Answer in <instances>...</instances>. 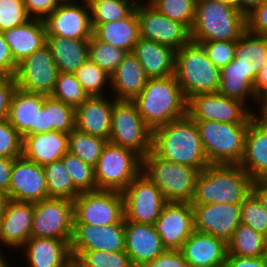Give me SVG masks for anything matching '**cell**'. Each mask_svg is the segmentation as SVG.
I'll list each match as a JSON object with an SVG mask.
<instances>
[{
	"instance_id": "1",
	"label": "cell",
	"mask_w": 267,
	"mask_h": 267,
	"mask_svg": "<svg viewBox=\"0 0 267 267\" xmlns=\"http://www.w3.org/2000/svg\"><path fill=\"white\" fill-rule=\"evenodd\" d=\"M151 151L199 171L209 165L195 120L188 114L152 131Z\"/></svg>"
},
{
	"instance_id": "2",
	"label": "cell",
	"mask_w": 267,
	"mask_h": 267,
	"mask_svg": "<svg viewBox=\"0 0 267 267\" xmlns=\"http://www.w3.org/2000/svg\"><path fill=\"white\" fill-rule=\"evenodd\" d=\"M253 180L235 164H209L200 171L190 204H241Z\"/></svg>"
},
{
	"instance_id": "3",
	"label": "cell",
	"mask_w": 267,
	"mask_h": 267,
	"mask_svg": "<svg viewBox=\"0 0 267 267\" xmlns=\"http://www.w3.org/2000/svg\"><path fill=\"white\" fill-rule=\"evenodd\" d=\"M144 123L152 130L187 115V103L175 76L148 79L133 100Z\"/></svg>"
},
{
	"instance_id": "4",
	"label": "cell",
	"mask_w": 267,
	"mask_h": 267,
	"mask_svg": "<svg viewBox=\"0 0 267 267\" xmlns=\"http://www.w3.org/2000/svg\"><path fill=\"white\" fill-rule=\"evenodd\" d=\"M246 31V16L218 0H196L190 29L192 42L237 41Z\"/></svg>"
},
{
	"instance_id": "5",
	"label": "cell",
	"mask_w": 267,
	"mask_h": 267,
	"mask_svg": "<svg viewBox=\"0 0 267 267\" xmlns=\"http://www.w3.org/2000/svg\"><path fill=\"white\" fill-rule=\"evenodd\" d=\"M174 76L187 100L200 93H217L220 85V69L192 41L175 52Z\"/></svg>"
},
{
	"instance_id": "6",
	"label": "cell",
	"mask_w": 267,
	"mask_h": 267,
	"mask_svg": "<svg viewBox=\"0 0 267 267\" xmlns=\"http://www.w3.org/2000/svg\"><path fill=\"white\" fill-rule=\"evenodd\" d=\"M141 172L161 191L167 202L191 203L200 173L192 166L164 160L150 151L142 157Z\"/></svg>"
},
{
	"instance_id": "7",
	"label": "cell",
	"mask_w": 267,
	"mask_h": 267,
	"mask_svg": "<svg viewBox=\"0 0 267 267\" xmlns=\"http://www.w3.org/2000/svg\"><path fill=\"white\" fill-rule=\"evenodd\" d=\"M209 164L238 165L244 154L248 124L195 121Z\"/></svg>"
},
{
	"instance_id": "8",
	"label": "cell",
	"mask_w": 267,
	"mask_h": 267,
	"mask_svg": "<svg viewBox=\"0 0 267 267\" xmlns=\"http://www.w3.org/2000/svg\"><path fill=\"white\" fill-rule=\"evenodd\" d=\"M141 168L140 155L107 141L94 167L97 189L123 192Z\"/></svg>"
},
{
	"instance_id": "9",
	"label": "cell",
	"mask_w": 267,
	"mask_h": 267,
	"mask_svg": "<svg viewBox=\"0 0 267 267\" xmlns=\"http://www.w3.org/2000/svg\"><path fill=\"white\" fill-rule=\"evenodd\" d=\"M109 142L133 150L141 157L152 149V130L142 120L134 101L113 98Z\"/></svg>"
},
{
	"instance_id": "10",
	"label": "cell",
	"mask_w": 267,
	"mask_h": 267,
	"mask_svg": "<svg viewBox=\"0 0 267 267\" xmlns=\"http://www.w3.org/2000/svg\"><path fill=\"white\" fill-rule=\"evenodd\" d=\"M73 202L74 224L108 226L124 219L122 192L99 189L81 192Z\"/></svg>"
},
{
	"instance_id": "11",
	"label": "cell",
	"mask_w": 267,
	"mask_h": 267,
	"mask_svg": "<svg viewBox=\"0 0 267 267\" xmlns=\"http://www.w3.org/2000/svg\"><path fill=\"white\" fill-rule=\"evenodd\" d=\"M73 226V200L49 197L34 203L31 237L71 242Z\"/></svg>"
},
{
	"instance_id": "12",
	"label": "cell",
	"mask_w": 267,
	"mask_h": 267,
	"mask_svg": "<svg viewBox=\"0 0 267 267\" xmlns=\"http://www.w3.org/2000/svg\"><path fill=\"white\" fill-rule=\"evenodd\" d=\"M125 221L153 225L168 203L160 189L142 172L122 192Z\"/></svg>"
},
{
	"instance_id": "13",
	"label": "cell",
	"mask_w": 267,
	"mask_h": 267,
	"mask_svg": "<svg viewBox=\"0 0 267 267\" xmlns=\"http://www.w3.org/2000/svg\"><path fill=\"white\" fill-rule=\"evenodd\" d=\"M187 114L195 121L249 124L254 111L242 101L228 98L217 92L200 93L189 98Z\"/></svg>"
},
{
	"instance_id": "14",
	"label": "cell",
	"mask_w": 267,
	"mask_h": 267,
	"mask_svg": "<svg viewBox=\"0 0 267 267\" xmlns=\"http://www.w3.org/2000/svg\"><path fill=\"white\" fill-rule=\"evenodd\" d=\"M59 73L50 49L45 44L17 64L14 79L17 88L47 96L53 91Z\"/></svg>"
},
{
	"instance_id": "15",
	"label": "cell",
	"mask_w": 267,
	"mask_h": 267,
	"mask_svg": "<svg viewBox=\"0 0 267 267\" xmlns=\"http://www.w3.org/2000/svg\"><path fill=\"white\" fill-rule=\"evenodd\" d=\"M139 21L140 37L167 45L175 51L190 41V31L178 22L158 12L147 1L135 6Z\"/></svg>"
},
{
	"instance_id": "16",
	"label": "cell",
	"mask_w": 267,
	"mask_h": 267,
	"mask_svg": "<svg viewBox=\"0 0 267 267\" xmlns=\"http://www.w3.org/2000/svg\"><path fill=\"white\" fill-rule=\"evenodd\" d=\"M46 37L89 40L93 36L90 7L87 0L58 5L43 19Z\"/></svg>"
},
{
	"instance_id": "17",
	"label": "cell",
	"mask_w": 267,
	"mask_h": 267,
	"mask_svg": "<svg viewBox=\"0 0 267 267\" xmlns=\"http://www.w3.org/2000/svg\"><path fill=\"white\" fill-rule=\"evenodd\" d=\"M5 196L9 200L26 203H36L49 198L43 166L23 156L15 158Z\"/></svg>"
},
{
	"instance_id": "18",
	"label": "cell",
	"mask_w": 267,
	"mask_h": 267,
	"mask_svg": "<svg viewBox=\"0 0 267 267\" xmlns=\"http://www.w3.org/2000/svg\"><path fill=\"white\" fill-rule=\"evenodd\" d=\"M194 230L208 233L226 244L241 224V204H191Z\"/></svg>"
},
{
	"instance_id": "19",
	"label": "cell",
	"mask_w": 267,
	"mask_h": 267,
	"mask_svg": "<svg viewBox=\"0 0 267 267\" xmlns=\"http://www.w3.org/2000/svg\"><path fill=\"white\" fill-rule=\"evenodd\" d=\"M153 225L166 249L180 250L194 231L192 205L168 202Z\"/></svg>"
},
{
	"instance_id": "20",
	"label": "cell",
	"mask_w": 267,
	"mask_h": 267,
	"mask_svg": "<svg viewBox=\"0 0 267 267\" xmlns=\"http://www.w3.org/2000/svg\"><path fill=\"white\" fill-rule=\"evenodd\" d=\"M71 251H107L125 250V219L108 226L74 224L70 243Z\"/></svg>"
},
{
	"instance_id": "21",
	"label": "cell",
	"mask_w": 267,
	"mask_h": 267,
	"mask_svg": "<svg viewBox=\"0 0 267 267\" xmlns=\"http://www.w3.org/2000/svg\"><path fill=\"white\" fill-rule=\"evenodd\" d=\"M33 215L34 203L6 199L0 214L2 249L18 252L31 237Z\"/></svg>"
},
{
	"instance_id": "22",
	"label": "cell",
	"mask_w": 267,
	"mask_h": 267,
	"mask_svg": "<svg viewBox=\"0 0 267 267\" xmlns=\"http://www.w3.org/2000/svg\"><path fill=\"white\" fill-rule=\"evenodd\" d=\"M112 108L113 97L111 95L88 97L75 109V128L109 141Z\"/></svg>"
},
{
	"instance_id": "23",
	"label": "cell",
	"mask_w": 267,
	"mask_h": 267,
	"mask_svg": "<svg viewBox=\"0 0 267 267\" xmlns=\"http://www.w3.org/2000/svg\"><path fill=\"white\" fill-rule=\"evenodd\" d=\"M165 250L154 225L125 221V252L134 267L151 262Z\"/></svg>"
},
{
	"instance_id": "24",
	"label": "cell",
	"mask_w": 267,
	"mask_h": 267,
	"mask_svg": "<svg viewBox=\"0 0 267 267\" xmlns=\"http://www.w3.org/2000/svg\"><path fill=\"white\" fill-rule=\"evenodd\" d=\"M70 243L53 238L30 237L18 251H22L25 257L26 267H68Z\"/></svg>"
},
{
	"instance_id": "25",
	"label": "cell",
	"mask_w": 267,
	"mask_h": 267,
	"mask_svg": "<svg viewBox=\"0 0 267 267\" xmlns=\"http://www.w3.org/2000/svg\"><path fill=\"white\" fill-rule=\"evenodd\" d=\"M69 134L50 131L22 138V156L38 165L61 160L68 152Z\"/></svg>"
},
{
	"instance_id": "26",
	"label": "cell",
	"mask_w": 267,
	"mask_h": 267,
	"mask_svg": "<svg viewBox=\"0 0 267 267\" xmlns=\"http://www.w3.org/2000/svg\"><path fill=\"white\" fill-rule=\"evenodd\" d=\"M238 165L253 181L267 173V127L254 116L247 127L244 154Z\"/></svg>"
},
{
	"instance_id": "27",
	"label": "cell",
	"mask_w": 267,
	"mask_h": 267,
	"mask_svg": "<svg viewBox=\"0 0 267 267\" xmlns=\"http://www.w3.org/2000/svg\"><path fill=\"white\" fill-rule=\"evenodd\" d=\"M175 52L167 45L141 37L132 51L141 63L148 79L174 76Z\"/></svg>"
},
{
	"instance_id": "28",
	"label": "cell",
	"mask_w": 267,
	"mask_h": 267,
	"mask_svg": "<svg viewBox=\"0 0 267 267\" xmlns=\"http://www.w3.org/2000/svg\"><path fill=\"white\" fill-rule=\"evenodd\" d=\"M148 78L144 69L132 53H127L111 74V96L117 100L133 101L143 90Z\"/></svg>"
},
{
	"instance_id": "29",
	"label": "cell",
	"mask_w": 267,
	"mask_h": 267,
	"mask_svg": "<svg viewBox=\"0 0 267 267\" xmlns=\"http://www.w3.org/2000/svg\"><path fill=\"white\" fill-rule=\"evenodd\" d=\"M188 264L225 265L227 244L208 234L193 231L180 249Z\"/></svg>"
},
{
	"instance_id": "30",
	"label": "cell",
	"mask_w": 267,
	"mask_h": 267,
	"mask_svg": "<svg viewBox=\"0 0 267 267\" xmlns=\"http://www.w3.org/2000/svg\"><path fill=\"white\" fill-rule=\"evenodd\" d=\"M3 35L17 64L46 44L45 27L42 19L38 18L5 30Z\"/></svg>"
},
{
	"instance_id": "31",
	"label": "cell",
	"mask_w": 267,
	"mask_h": 267,
	"mask_svg": "<svg viewBox=\"0 0 267 267\" xmlns=\"http://www.w3.org/2000/svg\"><path fill=\"white\" fill-rule=\"evenodd\" d=\"M44 94L32 93L16 88L13 92L7 120L23 138L34 134L36 118L44 104Z\"/></svg>"
},
{
	"instance_id": "32",
	"label": "cell",
	"mask_w": 267,
	"mask_h": 267,
	"mask_svg": "<svg viewBox=\"0 0 267 267\" xmlns=\"http://www.w3.org/2000/svg\"><path fill=\"white\" fill-rule=\"evenodd\" d=\"M91 25L93 35L99 41L121 48L128 53L133 51L140 38L139 21L135 9L123 19Z\"/></svg>"
},
{
	"instance_id": "33",
	"label": "cell",
	"mask_w": 267,
	"mask_h": 267,
	"mask_svg": "<svg viewBox=\"0 0 267 267\" xmlns=\"http://www.w3.org/2000/svg\"><path fill=\"white\" fill-rule=\"evenodd\" d=\"M46 45L60 73H74L89 59V40L46 37Z\"/></svg>"
},
{
	"instance_id": "34",
	"label": "cell",
	"mask_w": 267,
	"mask_h": 267,
	"mask_svg": "<svg viewBox=\"0 0 267 267\" xmlns=\"http://www.w3.org/2000/svg\"><path fill=\"white\" fill-rule=\"evenodd\" d=\"M234 59L246 73V78L254 81L267 60V36L246 30L236 42Z\"/></svg>"
},
{
	"instance_id": "35",
	"label": "cell",
	"mask_w": 267,
	"mask_h": 267,
	"mask_svg": "<svg viewBox=\"0 0 267 267\" xmlns=\"http://www.w3.org/2000/svg\"><path fill=\"white\" fill-rule=\"evenodd\" d=\"M253 82L250 78H246L244 70L233 59L229 64L220 69L218 93L228 98L242 101L253 111L255 109L252 107L253 102L256 103L254 107H257L259 100V96L253 88ZM250 102H252L251 105Z\"/></svg>"
},
{
	"instance_id": "36",
	"label": "cell",
	"mask_w": 267,
	"mask_h": 267,
	"mask_svg": "<svg viewBox=\"0 0 267 267\" xmlns=\"http://www.w3.org/2000/svg\"><path fill=\"white\" fill-rule=\"evenodd\" d=\"M227 252L240 257L266 256L264 235L241 223L227 243Z\"/></svg>"
},
{
	"instance_id": "37",
	"label": "cell",
	"mask_w": 267,
	"mask_h": 267,
	"mask_svg": "<svg viewBox=\"0 0 267 267\" xmlns=\"http://www.w3.org/2000/svg\"><path fill=\"white\" fill-rule=\"evenodd\" d=\"M48 197L74 200L81 192L73 185L62 160L43 165Z\"/></svg>"
},
{
	"instance_id": "38",
	"label": "cell",
	"mask_w": 267,
	"mask_h": 267,
	"mask_svg": "<svg viewBox=\"0 0 267 267\" xmlns=\"http://www.w3.org/2000/svg\"><path fill=\"white\" fill-rule=\"evenodd\" d=\"M74 75L88 97L111 94L107 93L111 91V76L90 59L82 64Z\"/></svg>"
},
{
	"instance_id": "39",
	"label": "cell",
	"mask_w": 267,
	"mask_h": 267,
	"mask_svg": "<svg viewBox=\"0 0 267 267\" xmlns=\"http://www.w3.org/2000/svg\"><path fill=\"white\" fill-rule=\"evenodd\" d=\"M107 140L89 135L76 128L69 133L68 152L95 167Z\"/></svg>"
},
{
	"instance_id": "40",
	"label": "cell",
	"mask_w": 267,
	"mask_h": 267,
	"mask_svg": "<svg viewBox=\"0 0 267 267\" xmlns=\"http://www.w3.org/2000/svg\"><path fill=\"white\" fill-rule=\"evenodd\" d=\"M90 7L91 24L114 22L127 17L135 5L126 0H87Z\"/></svg>"
},
{
	"instance_id": "41",
	"label": "cell",
	"mask_w": 267,
	"mask_h": 267,
	"mask_svg": "<svg viewBox=\"0 0 267 267\" xmlns=\"http://www.w3.org/2000/svg\"><path fill=\"white\" fill-rule=\"evenodd\" d=\"M158 12L183 24L189 31L195 17L196 0H146Z\"/></svg>"
},
{
	"instance_id": "42",
	"label": "cell",
	"mask_w": 267,
	"mask_h": 267,
	"mask_svg": "<svg viewBox=\"0 0 267 267\" xmlns=\"http://www.w3.org/2000/svg\"><path fill=\"white\" fill-rule=\"evenodd\" d=\"M127 51L99 41L94 35L89 39V59L110 76L127 55Z\"/></svg>"
},
{
	"instance_id": "43",
	"label": "cell",
	"mask_w": 267,
	"mask_h": 267,
	"mask_svg": "<svg viewBox=\"0 0 267 267\" xmlns=\"http://www.w3.org/2000/svg\"><path fill=\"white\" fill-rule=\"evenodd\" d=\"M61 160L70 175L73 185L80 191L97 190L95 171L92 165L85 163L81 158L69 152Z\"/></svg>"
},
{
	"instance_id": "44",
	"label": "cell",
	"mask_w": 267,
	"mask_h": 267,
	"mask_svg": "<svg viewBox=\"0 0 267 267\" xmlns=\"http://www.w3.org/2000/svg\"><path fill=\"white\" fill-rule=\"evenodd\" d=\"M50 96L74 109L88 98L74 73H59Z\"/></svg>"
},
{
	"instance_id": "45",
	"label": "cell",
	"mask_w": 267,
	"mask_h": 267,
	"mask_svg": "<svg viewBox=\"0 0 267 267\" xmlns=\"http://www.w3.org/2000/svg\"><path fill=\"white\" fill-rule=\"evenodd\" d=\"M89 267H134L131 258L124 251H71Z\"/></svg>"
},
{
	"instance_id": "46",
	"label": "cell",
	"mask_w": 267,
	"mask_h": 267,
	"mask_svg": "<svg viewBox=\"0 0 267 267\" xmlns=\"http://www.w3.org/2000/svg\"><path fill=\"white\" fill-rule=\"evenodd\" d=\"M46 110H49L50 131L69 134L75 129V109L73 107L47 95Z\"/></svg>"
},
{
	"instance_id": "47",
	"label": "cell",
	"mask_w": 267,
	"mask_h": 267,
	"mask_svg": "<svg viewBox=\"0 0 267 267\" xmlns=\"http://www.w3.org/2000/svg\"><path fill=\"white\" fill-rule=\"evenodd\" d=\"M241 223L263 235L267 232V211L252 192L241 203Z\"/></svg>"
},
{
	"instance_id": "48",
	"label": "cell",
	"mask_w": 267,
	"mask_h": 267,
	"mask_svg": "<svg viewBox=\"0 0 267 267\" xmlns=\"http://www.w3.org/2000/svg\"><path fill=\"white\" fill-rule=\"evenodd\" d=\"M23 0H0V31L15 28L31 20Z\"/></svg>"
},
{
	"instance_id": "49",
	"label": "cell",
	"mask_w": 267,
	"mask_h": 267,
	"mask_svg": "<svg viewBox=\"0 0 267 267\" xmlns=\"http://www.w3.org/2000/svg\"><path fill=\"white\" fill-rule=\"evenodd\" d=\"M22 156V138L7 119L0 121V157Z\"/></svg>"
},
{
	"instance_id": "50",
	"label": "cell",
	"mask_w": 267,
	"mask_h": 267,
	"mask_svg": "<svg viewBox=\"0 0 267 267\" xmlns=\"http://www.w3.org/2000/svg\"><path fill=\"white\" fill-rule=\"evenodd\" d=\"M237 41L195 42L200 44L209 60L219 69L225 67L235 58Z\"/></svg>"
},
{
	"instance_id": "51",
	"label": "cell",
	"mask_w": 267,
	"mask_h": 267,
	"mask_svg": "<svg viewBox=\"0 0 267 267\" xmlns=\"http://www.w3.org/2000/svg\"><path fill=\"white\" fill-rule=\"evenodd\" d=\"M246 30L267 36V4L262 3L246 15Z\"/></svg>"
},
{
	"instance_id": "52",
	"label": "cell",
	"mask_w": 267,
	"mask_h": 267,
	"mask_svg": "<svg viewBox=\"0 0 267 267\" xmlns=\"http://www.w3.org/2000/svg\"><path fill=\"white\" fill-rule=\"evenodd\" d=\"M16 88L14 76L0 75V121L8 117L10 101Z\"/></svg>"
},
{
	"instance_id": "53",
	"label": "cell",
	"mask_w": 267,
	"mask_h": 267,
	"mask_svg": "<svg viewBox=\"0 0 267 267\" xmlns=\"http://www.w3.org/2000/svg\"><path fill=\"white\" fill-rule=\"evenodd\" d=\"M181 250L166 249L161 255L151 262L144 263L140 267H187Z\"/></svg>"
},
{
	"instance_id": "54",
	"label": "cell",
	"mask_w": 267,
	"mask_h": 267,
	"mask_svg": "<svg viewBox=\"0 0 267 267\" xmlns=\"http://www.w3.org/2000/svg\"><path fill=\"white\" fill-rule=\"evenodd\" d=\"M27 13L32 18L43 19L49 15L58 4L55 0H23Z\"/></svg>"
},
{
	"instance_id": "55",
	"label": "cell",
	"mask_w": 267,
	"mask_h": 267,
	"mask_svg": "<svg viewBox=\"0 0 267 267\" xmlns=\"http://www.w3.org/2000/svg\"><path fill=\"white\" fill-rule=\"evenodd\" d=\"M17 63L14 61L9 45L6 43L3 32L0 31V75L14 76Z\"/></svg>"
},
{
	"instance_id": "56",
	"label": "cell",
	"mask_w": 267,
	"mask_h": 267,
	"mask_svg": "<svg viewBox=\"0 0 267 267\" xmlns=\"http://www.w3.org/2000/svg\"><path fill=\"white\" fill-rule=\"evenodd\" d=\"M225 267H267V255L262 257H240L227 253Z\"/></svg>"
},
{
	"instance_id": "57",
	"label": "cell",
	"mask_w": 267,
	"mask_h": 267,
	"mask_svg": "<svg viewBox=\"0 0 267 267\" xmlns=\"http://www.w3.org/2000/svg\"><path fill=\"white\" fill-rule=\"evenodd\" d=\"M14 159L15 158L0 157V192L5 195L8 192L11 169Z\"/></svg>"
},
{
	"instance_id": "58",
	"label": "cell",
	"mask_w": 267,
	"mask_h": 267,
	"mask_svg": "<svg viewBox=\"0 0 267 267\" xmlns=\"http://www.w3.org/2000/svg\"><path fill=\"white\" fill-rule=\"evenodd\" d=\"M253 88L259 98H267V60L255 77Z\"/></svg>"
},
{
	"instance_id": "59",
	"label": "cell",
	"mask_w": 267,
	"mask_h": 267,
	"mask_svg": "<svg viewBox=\"0 0 267 267\" xmlns=\"http://www.w3.org/2000/svg\"><path fill=\"white\" fill-rule=\"evenodd\" d=\"M44 132H50L49 110H46V95L44 96V104L37 114L36 126H34V134Z\"/></svg>"
},
{
	"instance_id": "60",
	"label": "cell",
	"mask_w": 267,
	"mask_h": 267,
	"mask_svg": "<svg viewBox=\"0 0 267 267\" xmlns=\"http://www.w3.org/2000/svg\"><path fill=\"white\" fill-rule=\"evenodd\" d=\"M251 192L258 198L263 208L267 211V187L259 180L253 181Z\"/></svg>"
},
{
	"instance_id": "61",
	"label": "cell",
	"mask_w": 267,
	"mask_h": 267,
	"mask_svg": "<svg viewBox=\"0 0 267 267\" xmlns=\"http://www.w3.org/2000/svg\"><path fill=\"white\" fill-rule=\"evenodd\" d=\"M255 110L254 117L267 127V98H259Z\"/></svg>"
},
{
	"instance_id": "62",
	"label": "cell",
	"mask_w": 267,
	"mask_h": 267,
	"mask_svg": "<svg viewBox=\"0 0 267 267\" xmlns=\"http://www.w3.org/2000/svg\"><path fill=\"white\" fill-rule=\"evenodd\" d=\"M264 0H238V10L245 16L254 8L259 7Z\"/></svg>"
},
{
	"instance_id": "63",
	"label": "cell",
	"mask_w": 267,
	"mask_h": 267,
	"mask_svg": "<svg viewBox=\"0 0 267 267\" xmlns=\"http://www.w3.org/2000/svg\"><path fill=\"white\" fill-rule=\"evenodd\" d=\"M68 267H89L84 264L77 256L71 255Z\"/></svg>"
},
{
	"instance_id": "64",
	"label": "cell",
	"mask_w": 267,
	"mask_h": 267,
	"mask_svg": "<svg viewBox=\"0 0 267 267\" xmlns=\"http://www.w3.org/2000/svg\"><path fill=\"white\" fill-rule=\"evenodd\" d=\"M4 253H0V267H10L9 257L7 258ZM12 267V266H11Z\"/></svg>"
},
{
	"instance_id": "65",
	"label": "cell",
	"mask_w": 267,
	"mask_h": 267,
	"mask_svg": "<svg viewBox=\"0 0 267 267\" xmlns=\"http://www.w3.org/2000/svg\"><path fill=\"white\" fill-rule=\"evenodd\" d=\"M218 1L238 9V0H218Z\"/></svg>"
},
{
	"instance_id": "66",
	"label": "cell",
	"mask_w": 267,
	"mask_h": 267,
	"mask_svg": "<svg viewBox=\"0 0 267 267\" xmlns=\"http://www.w3.org/2000/svg\"><path fill=\"white\" fill-rule=\"evenodd\" d=\"M79 0H55L58 5L72 4Z\"/></svg>"
},
{
	"instance_id": "67",
	"label": "cell",
	"mask_w": 267,
	"mask_h": 267,
	"mask_svg": "<svg viewBox=\"0 0 267 267\" xmlns=\"http://www.w3.org/2000/svg\"><path fill=\"white\" fill-rule=\"evenodd\" d=\"M5 201H6L5 194L0 192V214H1L2 210H3V205H4Z\"/></svg>"
},
{
	"instance_id": "68",
	"label": "cell",
	"mask_w": 267,
	"mask_h": 267,
	"mask_svg": "<svg viewBox=\"0 0 267 267\" xmlns=\"http://www.w3.org/2000/svg\"><path fill=\"white\" fill-rule=\"evenodd\" d=\"M187 267H225V265H197V264H188Z\"/></svg>"
},
{
	"instance_id": "69",
	"label": "cell",
	"mask_w": 267,
	"mask_h": 267,
	"mask_svg": "<svg viewBox=\"0 0 267 267\" xmlns=\"http://www.w3.org/2000/svg\"><path fill=\"white\" fill-rule=\"evenodd\" d=\"M259 181L265 186L267 187V173L264 174L260 179Z\"/></svg>"
},
{
	"instance_id": "70",
	"label": "cell",
	"mask_w": 267,
	"mask_h": 267,
	"mask_svg": "<svg viewBox=\"0 0 267 267\" xmlns=\"http://www.w3.org/2000/svg\"><path fill=\"white\" fill-rule=\"evenodd\" d=\"M126 1H131L135 6L138 4V3H141L142 1H138V0H126Z\"/></svg>"
},
{
	"instance_id": "71",
	"label": "cell",
	"mask_w": 267,
	"mask_h": 267,
	"mask_svg": "<svg viewBox=\"0 0 267 267\" xmlns=\"http://www.w3.org/2000/svg\"><path fill=\"white\" fill-rule=\"evenodd\" d=\"M0 246H1L0 253H3V251H2V238H1V234H0Z\"/></svg>"
},
{
	"instance_id": "72",
	"label": "cell",
	"mask_w": 267,
	"mask_h": 267,
	"mask_svg": "<svg viewBox=\"0 0 267 267\" xmlns=\"http://www.w3.org/2000/svg\"><path fill=\"white\" fill-rule=\"evenodd\" d=\"M264 238H265V245H266V248H267V232H266V234L264 235Z\"/></svg>"
}]
</instances>
